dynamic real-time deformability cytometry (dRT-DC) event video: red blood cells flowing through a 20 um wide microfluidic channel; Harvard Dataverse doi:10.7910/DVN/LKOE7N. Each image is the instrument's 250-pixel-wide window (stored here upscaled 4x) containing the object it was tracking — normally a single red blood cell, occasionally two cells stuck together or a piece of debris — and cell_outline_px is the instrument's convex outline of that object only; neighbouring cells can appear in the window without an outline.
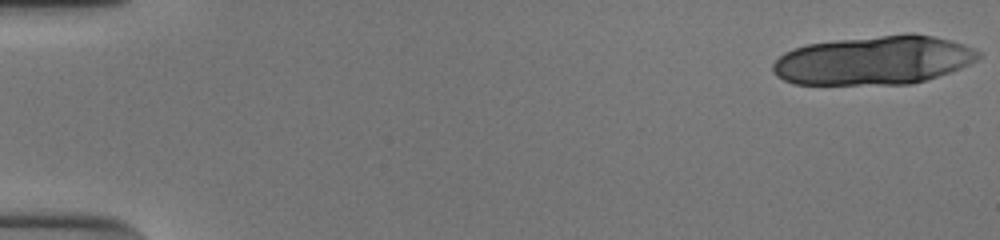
{"species": "human", "species_latin": "Homo sapiens", "temperature_condition": "cold", "stored_images_in_passage": 19, "camera_frame_rate_fps": 3000, "um_per_image_px": 0.085, "donor": {"sex": "male"}, "frame": {"image": 1, "passage_image": 1, "time_ms": 0.0, "image_size_px": [1000, 240], "cell_outline_px": [[980, 56], [976, 60], [960, 68], [912, 84], [796, 84], [784, 80], [776, 76], [772, 68], [772, 64], [784, 52], [808, 44], [836, 40], [908, 32], [912, 32], [952, 40], [964, 44], [980, 52]], "centroid_in_image_um": [74.28, 5.11], "position_along_channel_um": 10.7, "area_um2": 58.44}}